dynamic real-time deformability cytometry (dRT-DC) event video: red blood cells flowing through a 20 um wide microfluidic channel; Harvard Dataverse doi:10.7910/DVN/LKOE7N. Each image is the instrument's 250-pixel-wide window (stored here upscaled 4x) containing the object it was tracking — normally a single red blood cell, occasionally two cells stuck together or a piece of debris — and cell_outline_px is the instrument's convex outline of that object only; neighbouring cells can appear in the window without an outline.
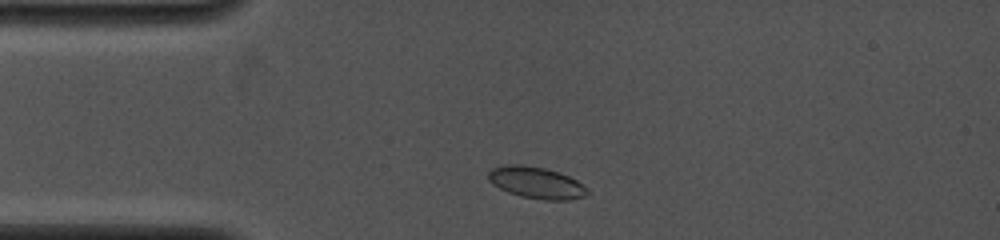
{"species": "common noctule bat (a hibernating species)", "species_latin": "Nyctalus noctula", "temperature_condition": "cold", "stored_images_in_passage": 2, "camera_frame_rate_fps": 4000, "um_per_image_px": 0.085, "animal": {"sex": "female", "body_mass_g": 19.0, "forearm_length_mm": 53.3}, "frame": {"image": 1, "passage_image": 1, "time_ms": 0.0, "image_size_px": [1000, 240], "cell_outline_px": [[592, 192], [588, 196], [568, 200], [544, 200], [520, 196], [508, 192], [492, 184], [488, 180], [488, 172], [492, 168], [504, 164], [524, 164], [544, 168], [568, 176], [576, 180], [588, 188]], "centroid_in_image_um": [45.6, 15.53], "position_along_channel_um": 39.4, "area_um2": 18.5}}